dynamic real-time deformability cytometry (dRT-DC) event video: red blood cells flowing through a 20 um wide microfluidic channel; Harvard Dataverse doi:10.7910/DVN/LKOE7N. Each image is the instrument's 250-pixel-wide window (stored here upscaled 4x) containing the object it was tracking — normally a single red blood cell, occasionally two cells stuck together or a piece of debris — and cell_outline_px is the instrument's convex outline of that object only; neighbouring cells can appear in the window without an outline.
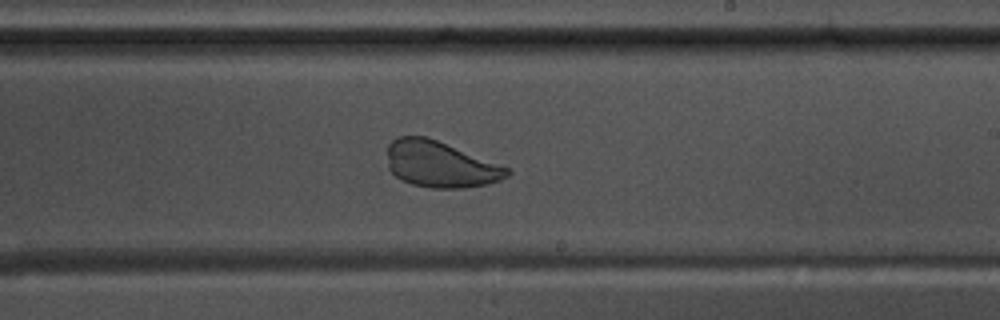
{"species": "common noctule bat (a hibernating species)", "species_latin": "Nyctalus noctula", "temperature_condition": "warm", "stored_images_in_passage": 41, "camera_frame_rate_fps": 3000, "um_per_image_px": 0.085, "animal": {"sex": "male", "body_mass_g": 17.5, "forearm_length_mm": 52.3}, "frame": {"image": 1, "passage_image": 24, "time_ms": 7.667, "image_size_px": [1000, 320], "cell_outline_px": [[512, 172], [508, 176], [500, 180], [488, 184], [464, 188], [432, 188], [412, 184], [396, 176], [388, 168], [388, 144], [396, 136], [424, 136], [436, 140], [508, 168]], "centroid_in_image_um": [37.4, 13.97], "position_along_channel_um": 251.6, "area_um2": 31.85}}